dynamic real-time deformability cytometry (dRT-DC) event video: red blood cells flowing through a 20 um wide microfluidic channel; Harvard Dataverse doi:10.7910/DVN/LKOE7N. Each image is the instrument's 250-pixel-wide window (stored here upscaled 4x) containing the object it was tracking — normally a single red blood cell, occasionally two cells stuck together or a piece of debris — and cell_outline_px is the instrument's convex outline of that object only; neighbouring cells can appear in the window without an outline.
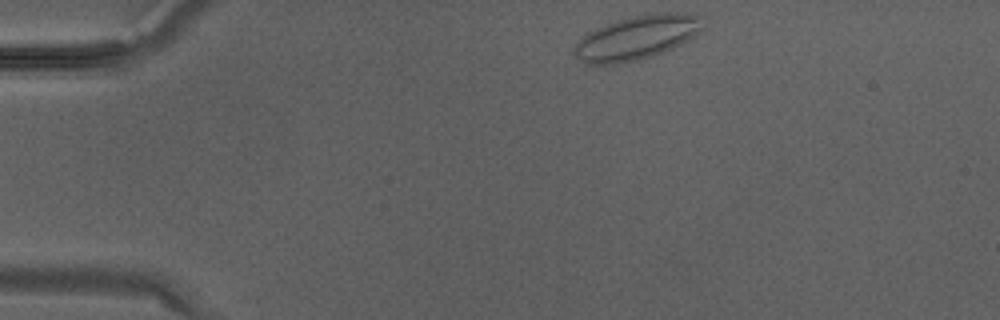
{"species": "Egyptian fruit bat (a non-hibernating species)", "species_latin": "Rousettus aegyptiacus", "temperature_condition": "warm", "stored_images_in_passage": 29, "camera_frame_rate_fps": 3000, "um_per_image_px": 0.085, "animal": {"sex": "male"}, "frame": {"image": 1, "passage_image": 1, "time_ms": 0.0, "image_size_px": [1000, 320], "cell_outline_px": [[704, 28], [688, 40], [664, 52], [640, 60], [612, 64], [584, 64], [572, 52], [576, 44], [588, 32], [596, 28], [628, 16], [656, 12], [688, 12], [700, 16]], "centroid_in_image_um": [54.15, 3.18], "position_along_channel_um": 30.9, "area_um2": 33.18}}
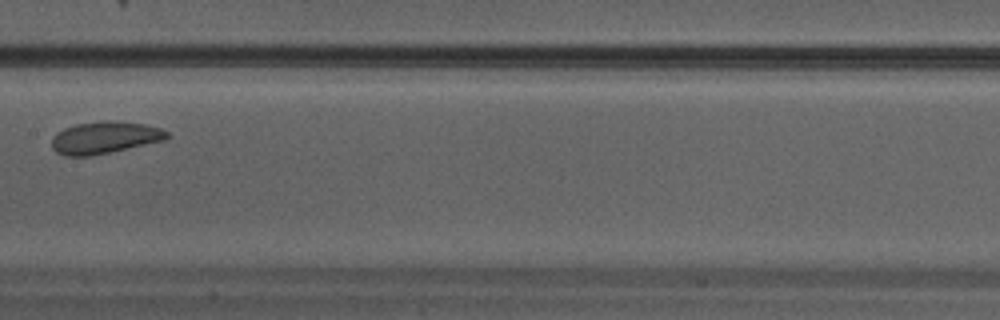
{"frame": {"image": 2, "passage_image": 13, "time_ms": 4.0, "image_size_px": [1000, 320], "cell_outline_px": [[168, 136], [164, 140], [108, 152], [88, 156], [64, 156], [56, 152], [52, 148], [52, 136], [56, 132], [64, 128], [76, 124], [104, 120], [116, 120], [144, 124], [160, 128], [168, 132]], "centroid_in_image_um": [8.85, 11.68], "position_along_channel_um": 198.6, "area_um2": 21.44}}
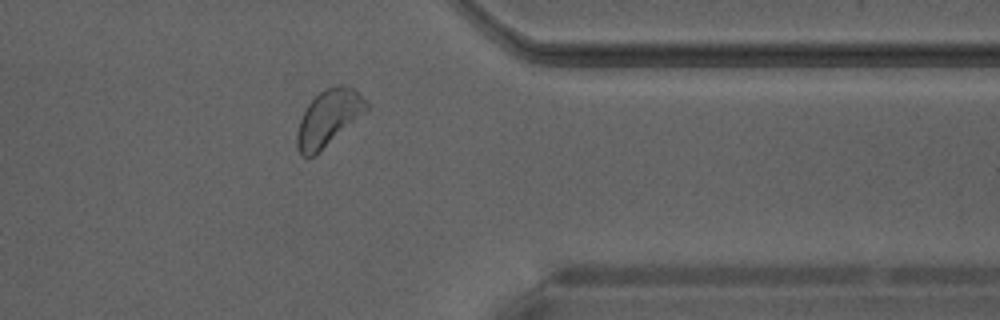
{"frame": {"image": 3, "passage_image": 23, "time_ms": 7.333, "image_size_px": [1000, 320], "cell_outline_px": [[368, 108], [364, 112], [316, 156], [308, 160], [300, 156], [296, 148], [296, 136], [300, 120], [308, 104], [324, 88], [336, 84], [348, 84], [368, 100]], "centroid_in_image_um": [27.89, 10.05], "position_along_channel_um": 383.5, "area_um2": 23.0}}